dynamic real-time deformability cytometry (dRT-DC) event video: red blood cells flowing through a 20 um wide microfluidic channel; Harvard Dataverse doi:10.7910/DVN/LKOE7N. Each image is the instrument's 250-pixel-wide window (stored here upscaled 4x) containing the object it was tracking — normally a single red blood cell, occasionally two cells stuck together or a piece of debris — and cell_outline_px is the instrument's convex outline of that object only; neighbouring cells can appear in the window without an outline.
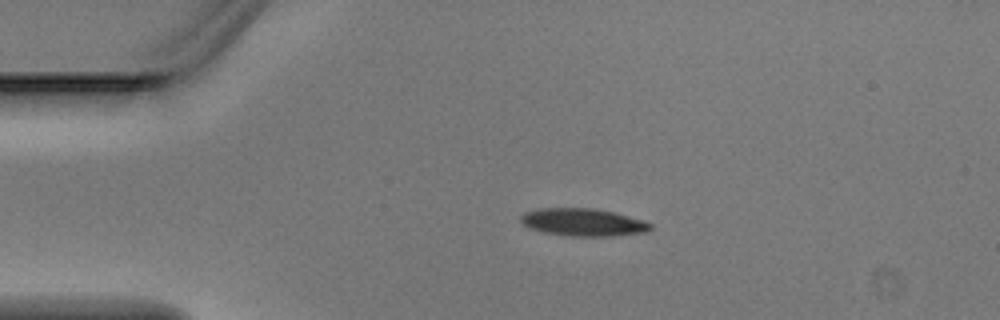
{"species": "Egyptian fruit bat (a non-hibernating species)", "species_latin": "Rousettus aegyptiacus", "temperature_condition": "warm", "stored_images_in_passage": 3, "camera_frame_rate_fps": 3000, "um_per_image_px": 0.085, "animal": {"sex": "male"}, "frame": {"image": 1, "passage_image": 2, "time_ms": 0.333, "image_size_px": [1000, 320], "cell_outline_px": [[652, 228], [648, 232], [612, 236], [568, 236], [544, 232], [528, 228], [520, 220], [520, 216], [524, 212], [540, 208], [596, 208], [644, 220], [652, 224]], "centroid_in_image_um": [49.57, 18.89], "position_along_channel_um": 35.4, "area_um2": 20.98}}